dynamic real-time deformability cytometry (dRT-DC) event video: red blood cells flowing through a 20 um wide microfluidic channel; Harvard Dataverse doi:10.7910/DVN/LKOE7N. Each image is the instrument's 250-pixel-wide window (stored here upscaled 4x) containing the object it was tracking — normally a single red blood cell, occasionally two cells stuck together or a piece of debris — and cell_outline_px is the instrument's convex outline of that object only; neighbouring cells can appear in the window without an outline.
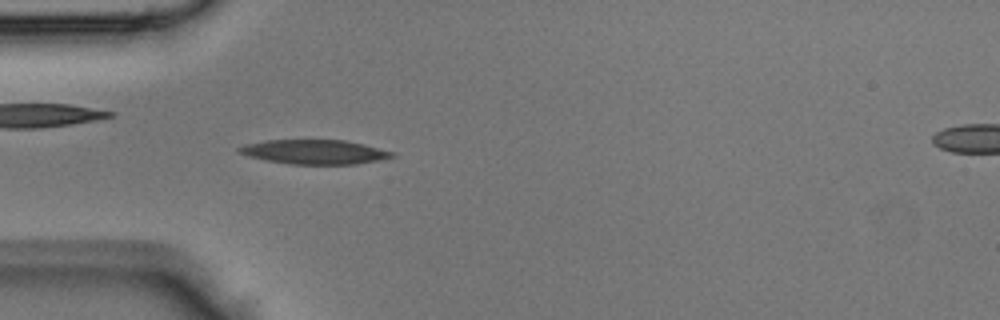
{"species": "Egyptian fruit bat (a non-hibernating species)", "species_latin": "Rousettus aegyptiacus", "temperature_condition": "room temperature", "stored_images_in_passage": 43, "camera_frame_rate_fps": 3000, "um_per_image_px": 0.085, "animal": {"sex": "male"}, "frame": {"image": 1, "passage_image": 12, "time_ms": 3.667, "image_size_px": [1000, 320], "cell_outline_px": [[396, 156], [380, 160], [356, 164], [288, 164], [264, 160], [248, 156], [236, 152], [236, 148], [244, 144], [268, 140], [344, 140], [364, 144], [396, 152]], "centroid_in_image_um": [26.73, 12.91], "position_along_channel_um": 58.3, "area_um2": 21.96}}
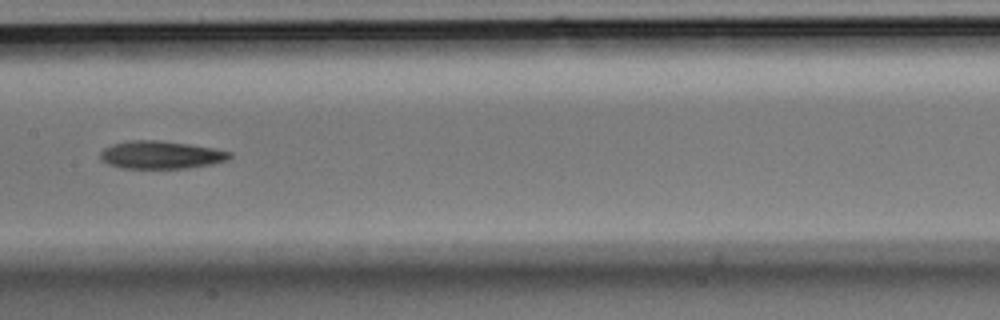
{"frame": {"image": 2, "passage_image": 21, "time_ms": 6.667, "image_size_px": [1000, 320], "cell_outline_px": [[232, 156], [228, 160], [212, 164], [188, 168], [120, 168], [108, 164], [100, 160], [100, 152], [104, 148], [112, 144], [132, 140], [160, 140], [188, 144], [212, 148], [232, 152]], "centroid_in_image_um": [13.67, 13.17], "position_along_channel_um": 193.7, "area_um2": 21.04}}
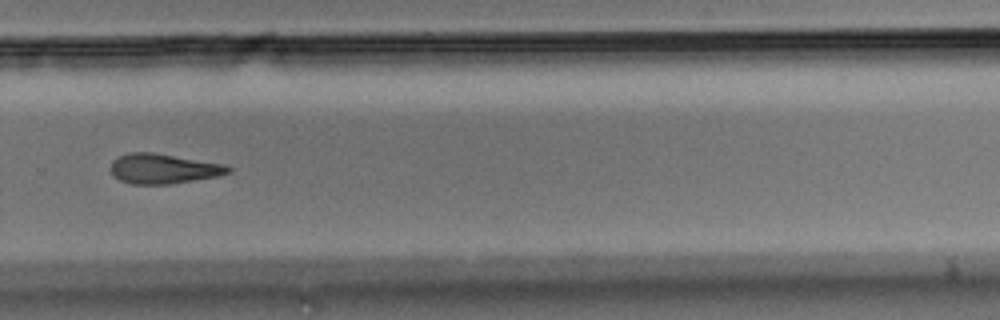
{"frame": {"image": 3, "passage_image": 29, "time_ms": 9.333, "image_size_px": [1000, 320], "cell_outline_px": [[232, 172], [220, 176], [168, 184], [132, 184], [120, 180], [112, 176], [108, 168], [112, 160], [128, 152], [152, 152], [224, 164], [232, 168]], "centroid_in_image_um": [13.85, 14.34], "position_along_channel_um": 315.9, "area_um2": 20.69}}